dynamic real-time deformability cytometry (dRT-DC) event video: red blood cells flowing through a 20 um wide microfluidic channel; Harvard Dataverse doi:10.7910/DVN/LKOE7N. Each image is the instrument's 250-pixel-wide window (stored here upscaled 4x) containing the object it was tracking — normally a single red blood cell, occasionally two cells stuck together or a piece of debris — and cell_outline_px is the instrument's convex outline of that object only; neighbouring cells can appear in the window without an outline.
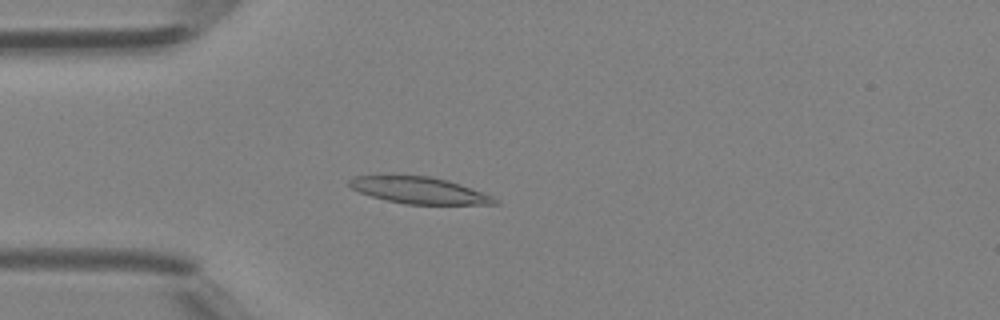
{"species": "Egyptian fruit bat (a non-hibernating species)", "species_latin": "Rousettus aegyptiacus", "temperature_condition": "room temperature", "stored_images_in_passage": 41, "camera_frame_rate_fps": 3000, "um_per_image_px": 0.085, "animal": {"sex": "female"}, "frame": {"image": 1, "passage_image": 11, "time_ms": 3.333, "image_size_px": [1000, 320], "cell_outline_px": [[500, 204], [404, 204], [372, 196], [360, 192], [352, 188], [348, 184], [348, 180], [352, 176], [384, 172], [392, 172], [432, 176], [448, 180], [460, 184], [492, 196], [500, 200]], "centroid_in_image_um": [35.52, 16.11], "position_along_channel_um": 49.5, "area_um2": 23.58}}
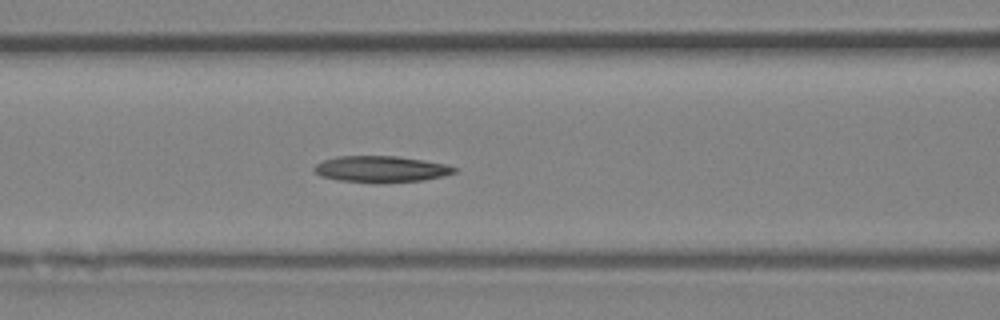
{"frame": {"image": 2, "passage_image": 17, "time_ms": 5.333, "image_size_px": [1000, 320], "cell_outline_px": [[456, 172], [444, 176], [424, 180], [380, 184], [340, 180], [320, 176], [312, 168], [316, 164], [324, 160], [336, 156], [396, 156], [424, 160], [444, 164], [456, 168]], "centroid_in_image_um": [32.38, 14.39], "position_along_channel_um": 134.2, "area_um2": 21.68}}
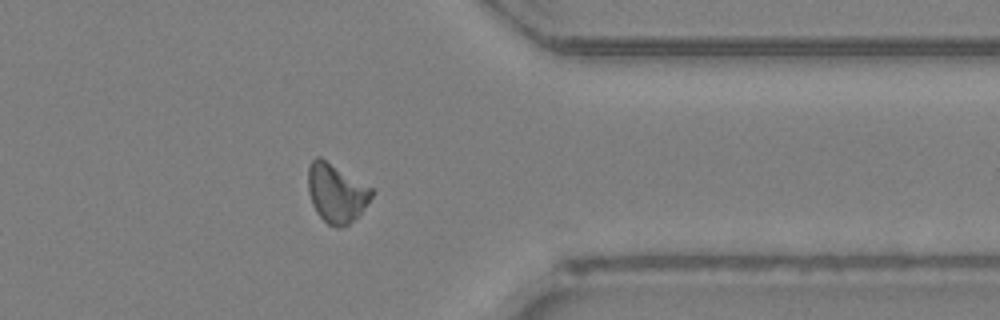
{"frame": {"image": 3, "passage_image": 33, "time_ms": 10.667, "image_size_px": [1000, 320], "cell_outline_px": [[372, 196], [364, 208], [348, 224], [340, 228], [336, 228], [328, 224], [316, 212], [312, 204], [308, 192], [308, 164], [316, 156], [320, 156], [372, 188]], "centroid_in_image_um": [28.55, 16.39], "position_along_channel_um": 382.9, "area_um2": 21.62}}